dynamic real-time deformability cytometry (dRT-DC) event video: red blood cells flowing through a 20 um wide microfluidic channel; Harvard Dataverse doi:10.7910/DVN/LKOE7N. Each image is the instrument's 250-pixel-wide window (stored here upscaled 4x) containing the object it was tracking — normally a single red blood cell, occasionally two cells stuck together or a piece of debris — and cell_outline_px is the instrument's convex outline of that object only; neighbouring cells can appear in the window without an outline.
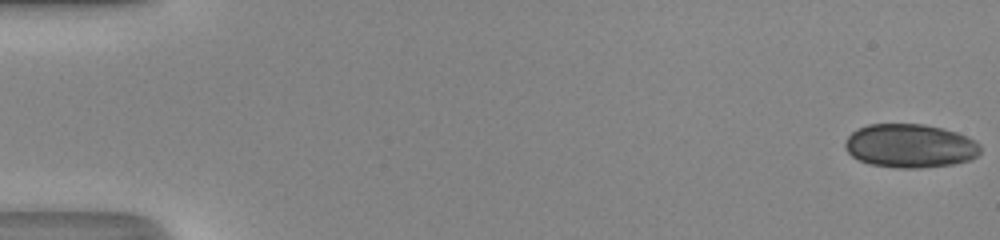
{"species": "human", "species_latin": "Homo sapiens", "temperature_condition": "room temperature", "stored_images_in_passage": 49, "camera_frame_rate_fps": 3000, "um_per_image_px": 0.085, "donor": {"sex": "male"}, "frame": {"image": 1, "passage_image": 1, "time_ms": 0.0, "image_size_px": [1000, 240], "cell_outline_px": [[980, 152], [972, 160], [952, 164], [920, 168], [896, 168], [872, 164], [860, 160], [852, 156], [844, 148], [844, 140], [856, 128], [868, 124], [924, 124], [944, 128], [968, 136], [976, 140], [980, 144]], "centroid_in_image_um": [77.36, 12.39], "position_along_channel_um": 7.6, "area_um2": 34.8}}
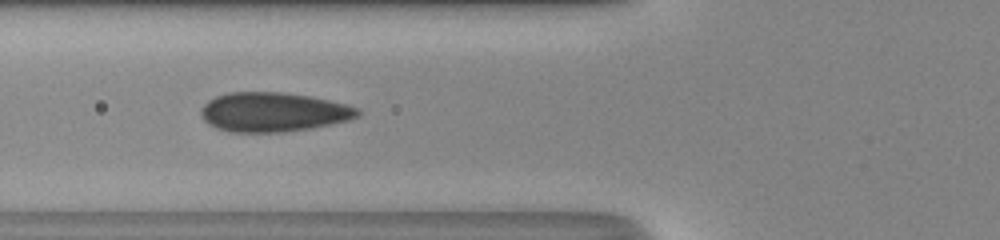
{"frame": {"image": 2, "passage_image": 20, "time_ms": 6.333, "image_size_px": [1000, 240], "cell_outline_px": [[360, 116], [348, 120], [332, 124], [312, 128], [284, 132], [228, 132], [216, 128], [208, 124], [200, 116], [200, 108], [208, 100], [216, 96], [228, 92], [280, 92], [312, 96], [348, 104], [360, 108]], "centroid_in_image_um": [23.23, 9.52], "position_along_channel_um": 102.6, "area_um2": 36.41}}
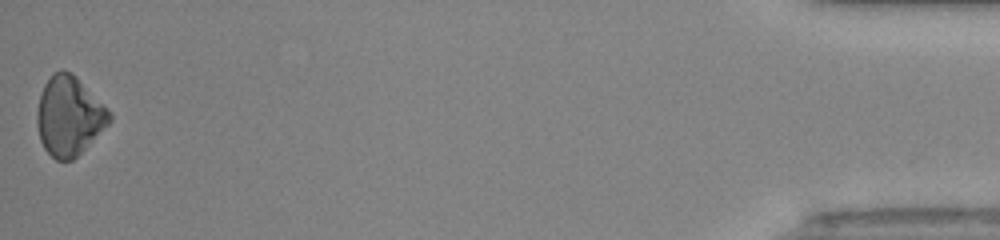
{"frame": {"image": 3, "passage_image": 49, "time_ms": 16.0, "image_size_px": [1000, 240], "cell_outline_px": [[112, 120], [72, 160], [56, 160], [44, 148], [40, 140], [36, 124], [36, 112], [40, 92], [44, 84], [52, 72], [72, 72], [112, 112]], "centroid_in_image_um": [5.85, 9.84], "position_along_channel_um": 429.3, "area_um2": 33.29}, "authors_computed_cell_mechanics": {"area_um2": 34.68, "velocity_mm_per_s": 4.348, "shape_relaxation_time_tau1_ms": null, "shape_relaxation_time_tau2_ms": 2.0088, "deformation_change_tau1": null, "deformation_change_tau2": 0.0665}}